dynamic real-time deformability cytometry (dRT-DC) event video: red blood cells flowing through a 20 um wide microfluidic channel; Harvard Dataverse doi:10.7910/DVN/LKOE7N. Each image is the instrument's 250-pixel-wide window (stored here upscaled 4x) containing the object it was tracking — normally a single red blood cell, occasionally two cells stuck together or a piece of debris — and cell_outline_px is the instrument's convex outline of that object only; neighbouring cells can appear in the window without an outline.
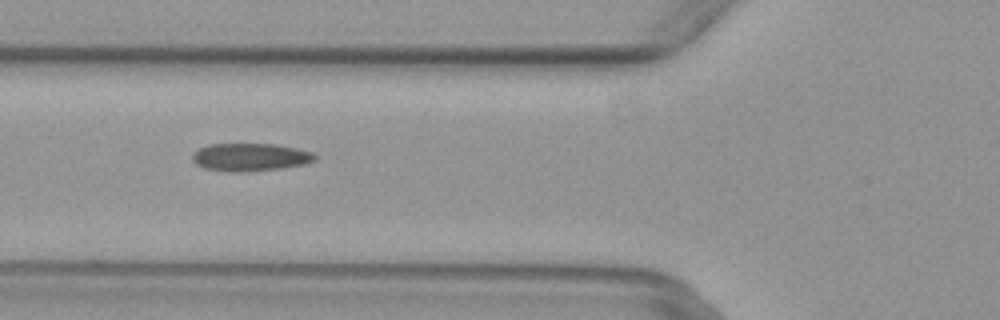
{"species": "common noctule bat (a hibernating species)", "species_latin": "Nyctalus noctula", "temperature_condition": "warm", "stored_images_in_passage": 7, "camera_frame_rate_fps": 3000, "um_per_image_px": 0.085, "animal": {"sex": "female", "body_mass_g": 29.2, "forearm_length_mm": 56.3}, "frame": {"image": 1, "passage_image": 5, "time_ms": 1.333, "image_size_px": [1000, 320], "cell_outline_px": [[316, 160], [304, 164], [280, 168], [236, 172], [232, 172], [204, 168], [196, 164], [192, 160], [192, 152], [208, 144], [276, 144], [296, 148], [312, 152], [316, 156]], "centroid_in_image_um": [21.24, 13.35], "position_along_channel_um": 104.6, "area_um2": 19.77}}